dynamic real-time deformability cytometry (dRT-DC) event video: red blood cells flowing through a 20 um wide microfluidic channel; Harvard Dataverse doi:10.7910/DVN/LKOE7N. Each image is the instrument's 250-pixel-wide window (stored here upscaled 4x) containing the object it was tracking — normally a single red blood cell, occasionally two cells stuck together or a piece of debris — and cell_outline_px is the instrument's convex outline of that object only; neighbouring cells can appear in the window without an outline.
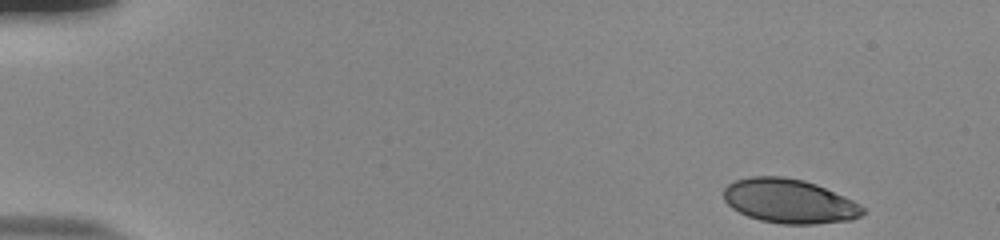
{"species": "human", "species_latin": "Homo sapiens", "temperature_condition": "room temperature", "stored_images_in_passage": 50, "camera_frame_rate_fps": 3000, "um_per_image_px": 0.085, "donor": {"sex": "male"}, "frame": {"image": 1, "passage_image": 1, "time_ms": 0.0, "image_size_px": [1000, 240], "cell_outline_px": [[864, 212], [860, 216], [852, 220], [816, 224], [780, 224], [760, 220], [748, 216], [732, 208], [724, 200], [724, 188], [728, 184], [736, 180], [752, 176], [784, 176], [804, 180], [816, 184], [844, 196], [860, 204], [864, 208]], "centroid_in_image_um": [67.09, 17.1], "position_along_channel_um": 17.9, "area_um2": 35.89}}
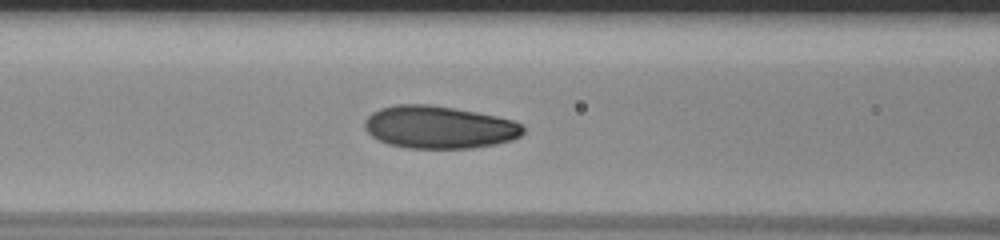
{"frame": {"image": 2, "passage_image": 20, "time_ms": 6.333, "image_size_px": [1000, 240], "cell_outline_px": [[524, 132], [520, 136], [512, 140], [496, 144], [472, 148], [408, 148], [388, 144], [372, 136], [364, 128], [364, 120], [372, 112], [380, 108], [396, 104], [432, 104], [476, 112], [496, 116], [512, 120], [524, 124]], "centroid_in_image_um": [37.33, 10.81], "position_along_channel_um": 129.3, "area_um2": 39.54}}
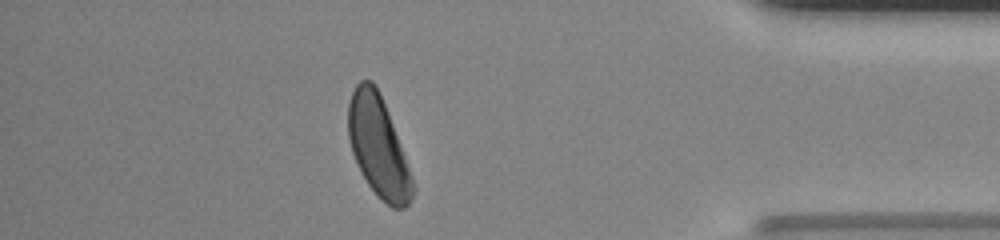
{"frame": {"image": 3, "passage_image": 44, "time_ms": 14.333, "image_size_px": [1000, 240], "cell_outline_px": [[416, 188], [408, 204], [404, 208], [392, 208], [368, 184], [360, 172], [352, 152], [348, 136], [348, 104], [352, 92], [356, 84], [360, 80], [372, 80], [380, 92], [400, 144]], "centroid_in_image_um": [32.14, 12.44], "position_along_channel_um": 403.1, "area_um2": 37.22}, "authors_computed_cell_mechanics": {"area_um2": 37.7723, "velocity_mm_per_s": 3.8205, "shape_relaxation_time_tau1_ms": 2.9406, "shape_relaxation_time_tau2_ms": 1.8913, "deformation_change_tau1": 0.1228, "deformation_change_tau2": 0.0751}}